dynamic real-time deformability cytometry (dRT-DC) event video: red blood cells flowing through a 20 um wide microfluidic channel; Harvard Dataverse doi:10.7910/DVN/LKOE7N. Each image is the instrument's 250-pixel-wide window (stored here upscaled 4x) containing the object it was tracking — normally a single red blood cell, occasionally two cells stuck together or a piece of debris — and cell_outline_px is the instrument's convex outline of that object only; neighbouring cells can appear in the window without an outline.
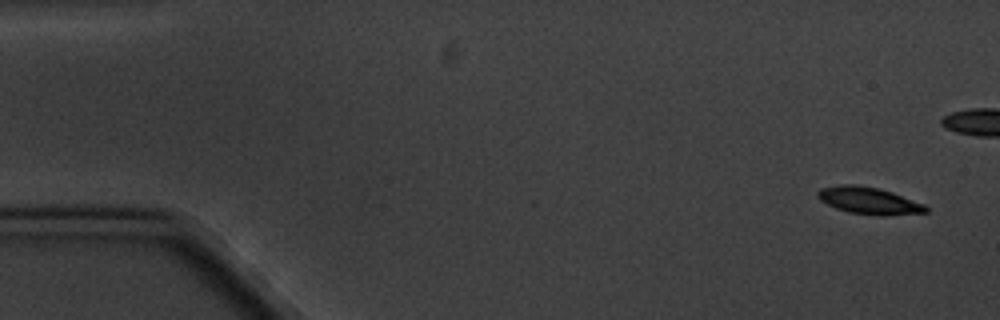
{"species": "common noctule bat (a hibernating species)", "species_latin": "Nyctalus noctula", "temperature_condition": "cold", "stored_images_in_passage": 6, "camera_frame_rate_fps": 3000, "um_per_image_px": 0.085, "animal": {"sex": "male", "body_mass_g": 20.1, "forearm_length_mm": 53.5}, "frame": {"image": 1, "passage_image": 1, "time_ms": 0.0, "image_size_px": [1000, 320], "cell_outline_px": [[928, 212], [884, 216], [880, 216], [848, 212], [836, 208], [820, 200], [816, 196], [816, 192], [820, 188], [840, 184], [856, 184], [876, 188], [892, 192], [924, 204], [928, 208]], "centroid_in_image_um": [73.83, 17.05], "position_along_channel_um": 11.2, "area_um2": 17.05}}
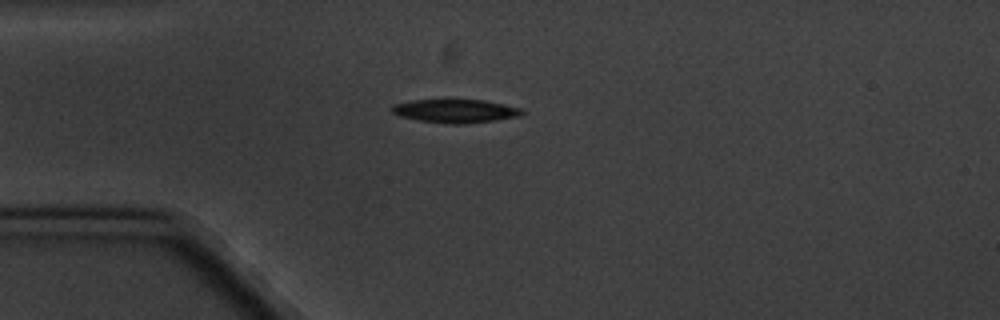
{"frame": {"image": 2, "passage_image": 6, "time_ms": 6.0, "image_size_px": [1000, 320], "cell_outline_px": [[524, 112], [520, 116], [496, 120], [464, 124], [452, 124], [420, 120], [400, 116], [392, 112], [392, 104], [412, 100], [484, 100], [504, 104], [520, 108]], "centroid_in_image_um": [38.72, 9.43], "position_along_channel_um": 46.3, "area_um2": 17.63}}